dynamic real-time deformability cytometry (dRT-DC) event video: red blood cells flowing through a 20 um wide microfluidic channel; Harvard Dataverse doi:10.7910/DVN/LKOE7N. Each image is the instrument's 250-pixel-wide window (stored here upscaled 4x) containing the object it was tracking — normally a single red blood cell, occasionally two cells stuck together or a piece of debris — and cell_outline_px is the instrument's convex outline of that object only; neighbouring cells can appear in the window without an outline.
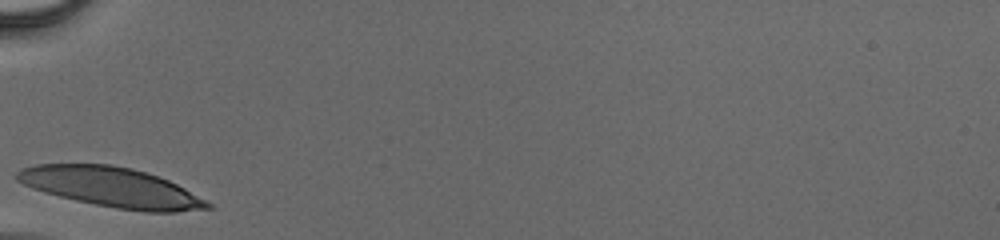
{"species": "human", "species_latin": "Homo sapiens", "temperature_condition": "cold", "stored_images_in_passage": 22, "camera_frame_rate_fps": 3000, "um_per_image_px": 0.085, "donor": {"sex": "male"}, "frame": {"image": 1, "passage_image": 1, "time_ms": 0.0, "image_size_px": [1000, 240], "cell_outline_px": [[212, 208], [176, 212], [144, 212], [116, 208], [76, 200], [44, 192], [32, 188], [16, 180], [12, 176], [20, 168], [36, 164], [112, 164], [132, 168], [168, 180], [184, 188], [212, 204]], "centroid_in_image_um": [9.43, 15.91], "position_along_channel_um": 75.6, "area_um2": 43.93}}
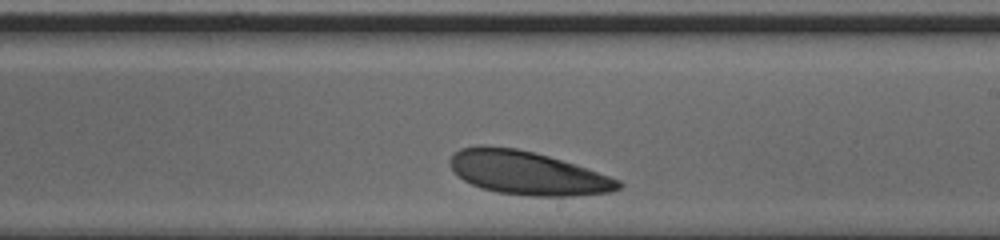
{"frame": {"image": 2, "passage_image": 13, "time_ms": 4.0, "image_size_px": [1000, 240], "cell_outline_px": [[624, 184], [620, 188], [612, 192], [576, 196], [532, 196], [496, 192], [472, 184], [464, 180], [452, 168], [448, 160], [460, 148], [476, 144], [484, 144], [516, 148], [548, 156], [620, 180]], "centroid_in_image_um": [44.81, 14.7], "position_along_channel_um": 244.2, "area_um2": 42.43}}
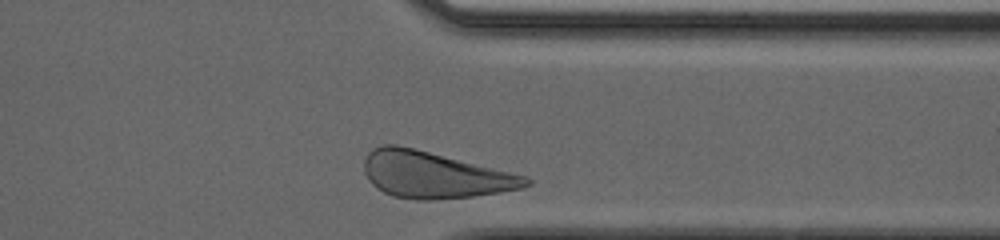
{"frame": {"image": 3, "passage_image": 22, "time_ms": 7.0, "image_size_px": [1000, 240], "cell_outline_px": [[532, 184], [524, 188], [500, 192], [472, 196], [436, 200], [416, 200], [392, 196], [376, 188], [368, 180], [364, 172], [364, 160], [368, 152], [372, 148], [384, 144], [396, 144], [524, 176], [532, 180]], "centroid_in_image_um": [36.86, 14.88], "position_along_channel_um": 374.5, "area_um2": 43.35}}